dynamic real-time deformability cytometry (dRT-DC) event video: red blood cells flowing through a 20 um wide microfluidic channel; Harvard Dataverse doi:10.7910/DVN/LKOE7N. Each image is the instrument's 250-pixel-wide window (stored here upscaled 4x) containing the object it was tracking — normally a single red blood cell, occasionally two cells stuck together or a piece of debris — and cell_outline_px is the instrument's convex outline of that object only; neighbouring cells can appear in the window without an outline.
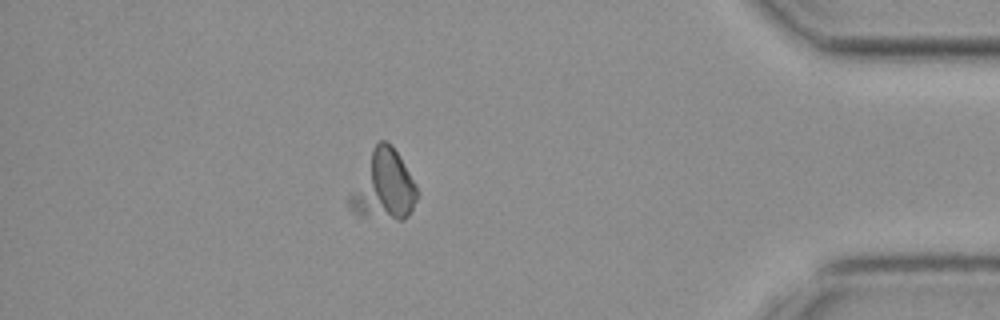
{"species": "common noctule bat (a hibernating species)", "species_latin": "Nyctalus noctula", "temperature_condition": "cold", "stored_images_in_passage": 54, "camera_frame_rate_fps": 3000, "um_per_image_px": 0.085, "animal": {"sex": "female", "body_mass_g": 19.3, "forearm_length_mm": 54.1}, "frame": {"image": 1, "passage_image": 47, "time_ms": 15.333, "image_size_px": [1000, 320], "cell_outline_px": [[420, 192], [408, 216], [404, 220], [396, 220], [360, 216], [352, 212], [348, 208], [348, 196], [372, 148], [380, 140], [384, 140], [392, 144], [416, 184]], "centroid_in_image_um": [32.6, 15.82], "position_along_channel_um": 402.6, "area_um2": 27.57}}